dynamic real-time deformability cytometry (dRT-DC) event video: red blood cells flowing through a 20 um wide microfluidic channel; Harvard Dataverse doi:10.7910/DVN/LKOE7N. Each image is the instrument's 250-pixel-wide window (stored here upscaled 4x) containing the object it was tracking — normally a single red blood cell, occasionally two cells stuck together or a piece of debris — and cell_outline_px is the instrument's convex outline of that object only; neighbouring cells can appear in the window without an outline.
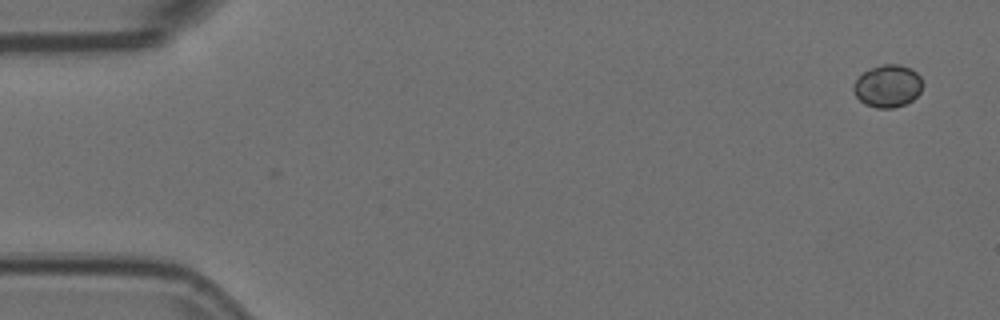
{"species": "Egyptian fruit bat (a non-hibernating species)", "species_latin": "Rousettus aegyptiacus", "temperature_condition": "room temperature", "stored_images_in_passage": 54, "camera_frame_rate_fps": 3000, "um_per_image_px": 0.085, "animal": {"sex": "female"}, "frame": {"image": 1, "passage_image": 1, "time_ms": 0.0, "image_size_px": [1000, 320], "cell_outline_px": [[920, 92], [912, 100], [904, 104], [892, 108], [876, 108], [864, 104], [856, 96], [852, 88], [852, 84], [864, 72], [872, 68], [884, 64], [900, 64], [912, 68], [920, 76]], "centroid_in_image_um": [75.43, 7.31], "position_along_channel_um": 9.6, "area_um2": 16.94}}
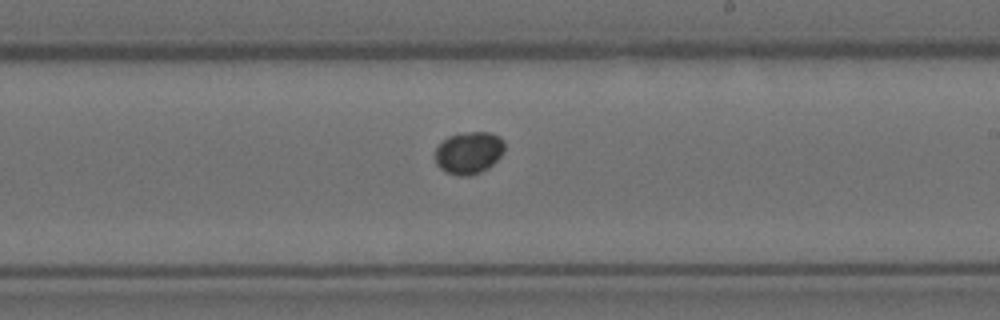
{"frame": {"image": 2, "passage_image": 31, "time_ms": 10.0, "image_size_px": [1000, 320], "cell_outline_px": [[504, 152], [488, 168], [480, 172], [468, 176], [460, 176], [444, 172], [436, 164], [436, 148], [448, 136], [468, 132], [492, 132], [500, 136], [504, 140]], "centroid_in_image_um": [39.87, 12.98], "position_along_channel_um": 249.1, "area_um2": 17.11}}
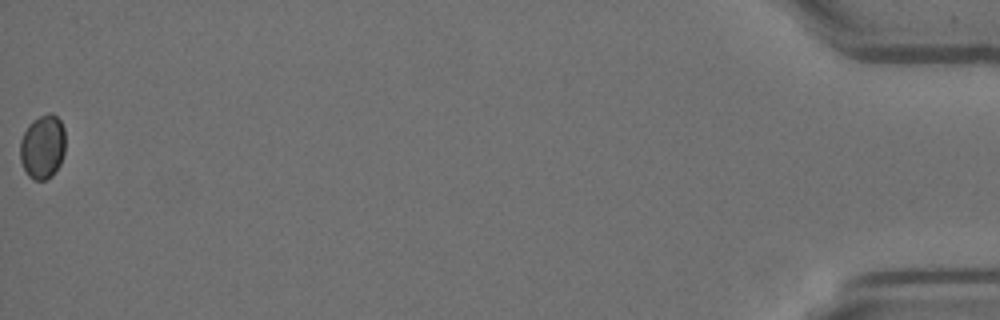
{"frame": {"image": 3, "passage_image": 54, "time_ms": 17.667, "image_size_px": [1000, 320], "cell_outline_px": [[64, 152], [60, 164], [52, 176], [44, 180], [32, 180], [28, 176], [20, 160], [20, 140], [24, 132], [32, 120], [48, 112], [52, 112], [60, 120], [64, 128]], "centroid_in_image_um": [3.61, 12.47], "position_along_channel_um": 431.6, "area_um2": 16.99}}